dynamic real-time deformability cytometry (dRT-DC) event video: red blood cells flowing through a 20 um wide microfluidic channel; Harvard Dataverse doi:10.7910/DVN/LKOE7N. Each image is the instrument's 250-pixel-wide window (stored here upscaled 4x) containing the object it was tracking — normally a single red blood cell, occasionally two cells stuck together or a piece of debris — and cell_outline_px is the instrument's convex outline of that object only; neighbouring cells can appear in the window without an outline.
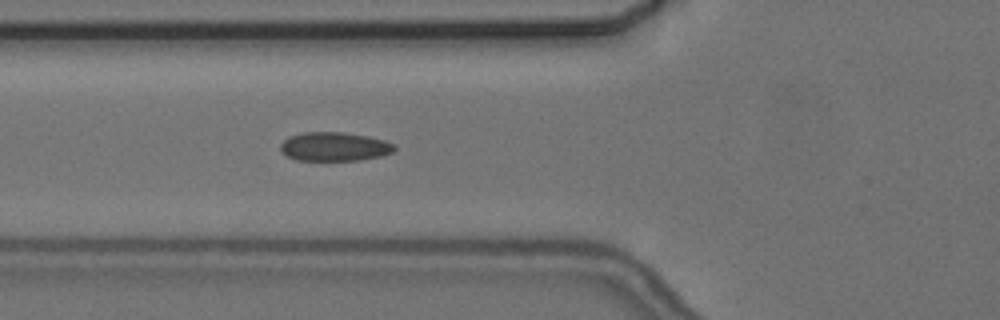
{"species": "common noctule bat (a hibernating species)", "species_latin": "Nyctalus noctula", "temperature_condition": "cold", "stored_images_in_passage": 6, "camera_frame_rate_fps": 3000, "um_per_image_px": 0.085, "animal": {"sex": "female", "body_mass_g": 24.6, "forearm_length_mm": 56.2}, "frame": {"image": 1, "passage_image": 6, "time_ms": 5.667, "image_size_px": [1000, 320], "cell_outline_px": [[396, 148], [392, 152], [380, 156], [360, 160], [296, 160], [280, 152], [280, 144], [288, 136], [304, 132], [340, 132], [368, 136], [384, 140], [396, 144]], "centroid_in_image_um": [28.41, 12.46], "position_along_channel_um": 97.4, "area_um2": 19.25}}